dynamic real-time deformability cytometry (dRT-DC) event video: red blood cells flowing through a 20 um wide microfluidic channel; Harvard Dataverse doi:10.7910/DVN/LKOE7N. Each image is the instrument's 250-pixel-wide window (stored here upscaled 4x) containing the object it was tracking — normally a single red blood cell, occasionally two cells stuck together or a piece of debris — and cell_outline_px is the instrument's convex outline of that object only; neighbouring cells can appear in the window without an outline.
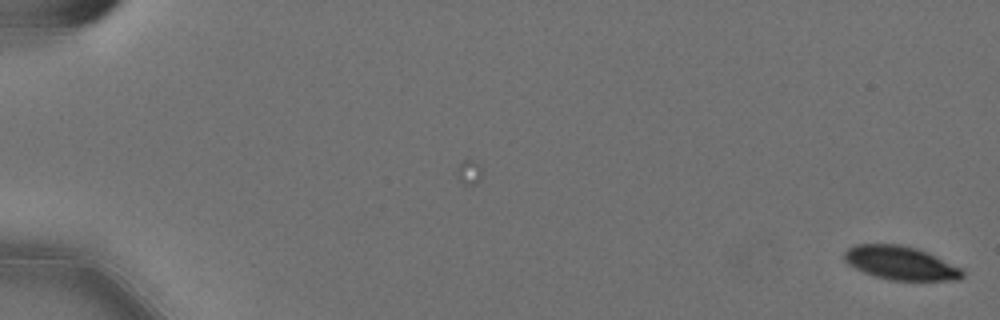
{"species": "Egyptian fruit bat (a non-hibernating species)", "species_latin": "Rousettus aegyptiacus", "temperature_condition": "cold", "stored_images_in_passage": 21, "camera_frame_rate_fps": 3000, "um_per_image_px": 0.085, "animal": {"sex": "female"}, "frame": {"image": 1, "passage_image": 1, "time_ms": 0.0, "image_size_px": [1000, 320], "cell_outline_px": [[964, 276], [960, 280], [888, 280], [872, 276], [848, 264], [844, 260], [844, 252], [848, 248], [856, 244], [900, 244], [916, 248], [928, 252], [960, 268], [964, 272]], "centroid_in_image_um": [76.54, 22.36], "position_along_channel_um": 8.5, "area_um2": 23.18}}
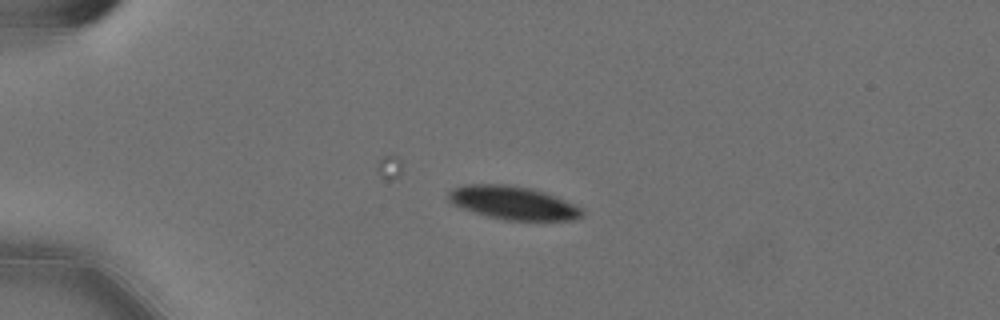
{"frame": {"image": 2, "passage_image": 15, "time_ms": 4.667, "image_size_px": [1000, 320], "cell_outline_px": [[584, 216], [576, 220], [504, 220], [488, 216], [460, 208], [452, 204], [448, 200], [448, 192], [452, 188], [464, 184], [504, 184], [532, 188], [544, 192], [584, 208]], "centroid_in_image_um": [43.61, 17.24], "position_along_channel_um": 41.4, "area_um2": 26.18}}